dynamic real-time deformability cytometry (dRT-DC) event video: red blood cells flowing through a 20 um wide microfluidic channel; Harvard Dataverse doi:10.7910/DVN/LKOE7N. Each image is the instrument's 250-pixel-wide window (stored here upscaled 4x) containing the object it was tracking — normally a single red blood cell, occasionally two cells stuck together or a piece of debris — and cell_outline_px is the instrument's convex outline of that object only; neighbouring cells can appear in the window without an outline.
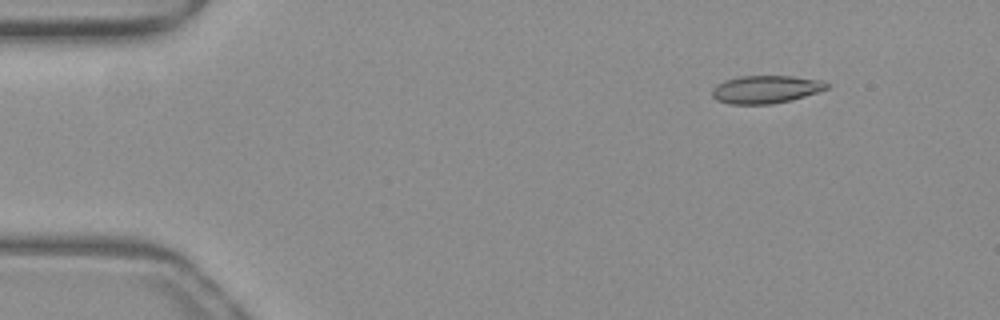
{"species": "common noctule bat (a hibernating species)", "species_latin": "Nyctalus noctula", "temperature_condition": "warm", "stored_images_in_passage": 47, "camera_frame_rate_fps": 3000, "um_per_image_px": 0.085, "animal": {"sex": "female", "body_mass_g": 19.3, "forearm_length_mm": 54.1}, "frame": {"image": 1, "passage_image": 1, "time_ms": 0.0, "image_size_px": [1000, 320], "cell_outline_px": [[832, 84], [828, 88], [792, 100], [772, 104], [728, 104], [716, 100], [712, 96], [712, 88], [716, 84], [724, 80], [740, 76], [792, 76], [824, 80]], "centroid_in_image_um": [65.09, 7.59], "position_along_channel_um": 19.9, "area_um2": 18.84}}
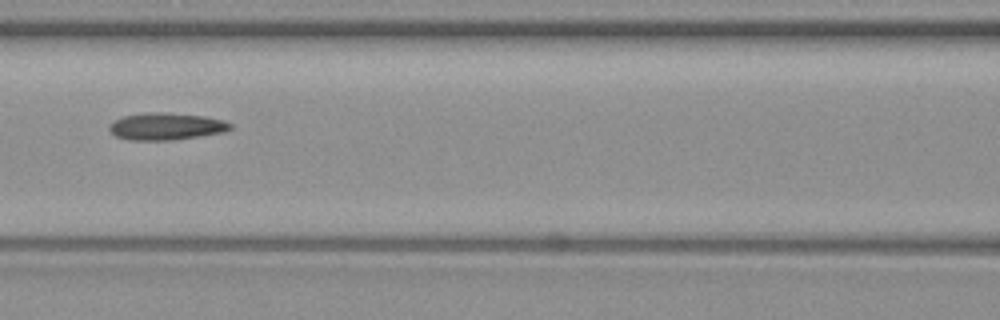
{"frame": {"image": 2, "passage_image": 18, "time_ms": 5.667, "image_size_px": [1000, 320], "cell_outline_px": [[232, 128], [224, 132], [172, 140], [128, 140], [116, 136], [108, 128], [108, 124], [112, 120], [124, 116], [148, 112], [168, 112], [204, 116], [224, 120], [232, 124]], "centroid_in_image_um": [14.1, 10.73], "position_along_channel_um": 152.5, "area_um2": 19.25}}
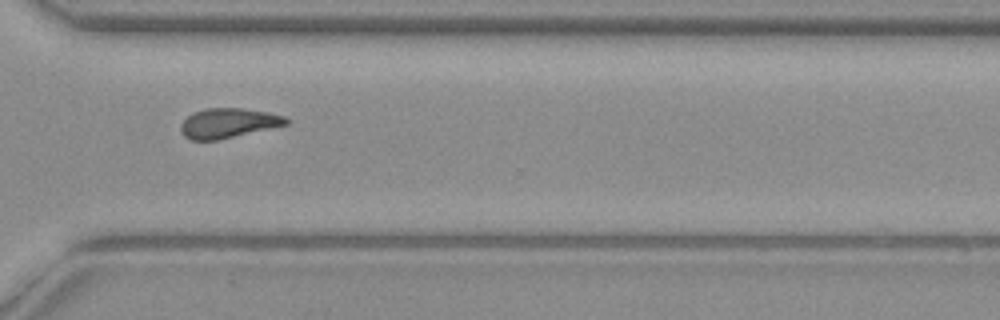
{"frame": {"image": 3, "passage_image": 33, "time_ms": 10.667, "image_size_px": [1000, 320], "cell_outline_px": [[288, 124], [216, 140], [192, 140], [184, 136], [180, 132], [180, 124], [192, 112], [208, 108], [240, 108], [268, 112], [284, 116], [288, 120]], "centroid_in_image_um": [19.35, 10.46], "position_along_channel_um": 351.2, "area_um2": 18.03}, "authors_computed_cell_mechanics": {"area_um2": 18.4382, "velocity_mm_per_s": 3.9794, "shape_relaxation_time_tau1_ms": null, "shape_relaxation_time_tau2_ms": 2.7511, "deformation_change_tau1": null, "deformation_change_tau2": 0.1074}}